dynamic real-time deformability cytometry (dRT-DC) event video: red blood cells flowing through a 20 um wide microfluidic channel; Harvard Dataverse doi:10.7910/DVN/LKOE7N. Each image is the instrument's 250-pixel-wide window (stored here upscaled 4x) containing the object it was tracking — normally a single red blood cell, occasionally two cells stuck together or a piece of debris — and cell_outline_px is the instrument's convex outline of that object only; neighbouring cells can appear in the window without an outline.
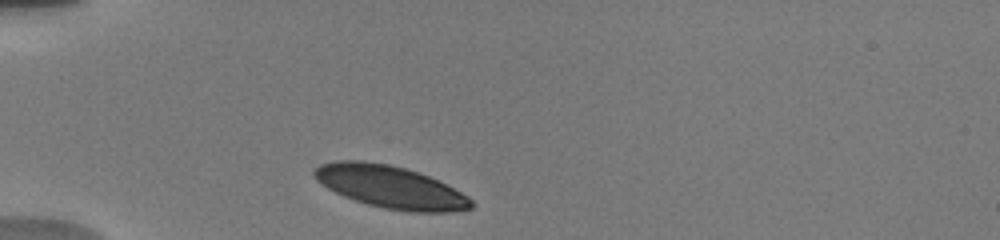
{"species": "human", "species_latin": "Homo sapiens", "temperature_condition": "warm", "stored_images_in_passage": 19, "camera_frame_rate_fps": 3000, "um_per_image_px": 0.085, "donor": {"sex": "male"}, "frame": {"image": 1, "passage_image": 1, "time_ms": 0.0, "image_size_px": [1000, 240], "cell_outline_px": [[476, 204], [472, 208], [448, 212], [412, 212], [384, 208], [368, 204], [344, 196], [328, 188], [316, 180], [312, 176], [312, 172], [320, 164], [336, 160], [360, 160], [388, 164], [404, 168], [428, 176], [468, 196]], "centroid_in_image_um": [33.16, 15.89], "position_along_channel_um": 51.8, "area_um2": 38.49}}
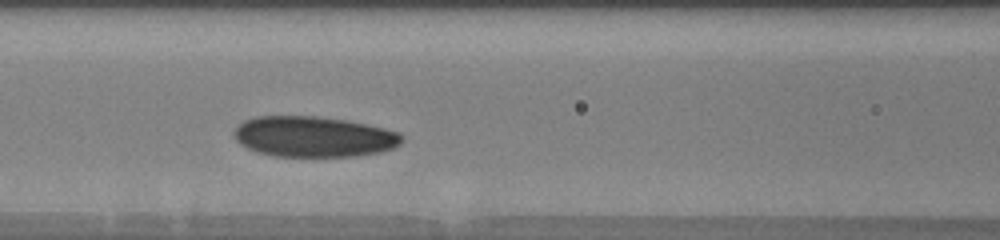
{"frame": {"image": 2, "passage_image": 6, "time_ms": 3.0, "image_size_px": [1000, 240], "cell_outline_px": [[404, 136], [400, 144], [392, 148], [380, 152], [356, 156], [272, 156], [256, 152], [240, 144], [232, 136], [232, 132], [244, 120], [256, 116], [316, 116], [344, 120], [384, 128], [396, 132]], "centroid_in_image_um": [26.61, 11.62], "position_along_channel_um": 140.0, "area_um2": 39.71}}
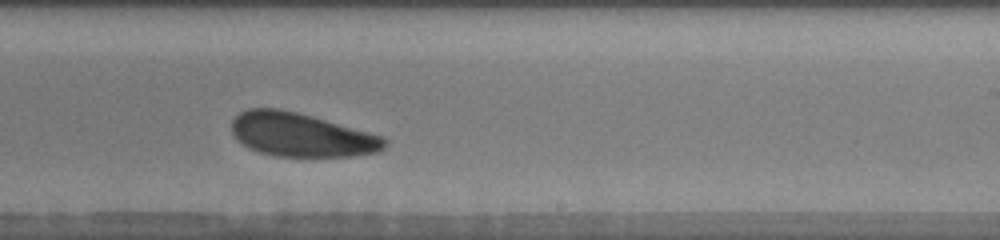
{"frame": {"image": 3, "passage_image": 13, "time_ms": 6.333, "image_size_px": [1000, 240], "cell_outline_px": [[388, 144], [384, 148], [376, 152], [352, 156], [276, 156], [260, 152], [248, 148], [236, 140], [232, 132], [232, 120], [240, 112], [248, 108], [276, 108], [296, 112], [384, 136], [388, 140]], "centroid_in_image_um": [25.59, 11.46], "position_along_channel_um": 263.4, "area_um2": 38.84}, "authors_computed_cell_mechanics": {"area_um2": 39.7086, "velocity_mm_per_s": 3.7118, "shape_relaxation_time_tau1_ms": 2.0044, "shape_relaxation_time_tau2_ms": 9.9394, "deformation_change_tau1": 0.0872, "deformation_change_tau2": 0.1903}}